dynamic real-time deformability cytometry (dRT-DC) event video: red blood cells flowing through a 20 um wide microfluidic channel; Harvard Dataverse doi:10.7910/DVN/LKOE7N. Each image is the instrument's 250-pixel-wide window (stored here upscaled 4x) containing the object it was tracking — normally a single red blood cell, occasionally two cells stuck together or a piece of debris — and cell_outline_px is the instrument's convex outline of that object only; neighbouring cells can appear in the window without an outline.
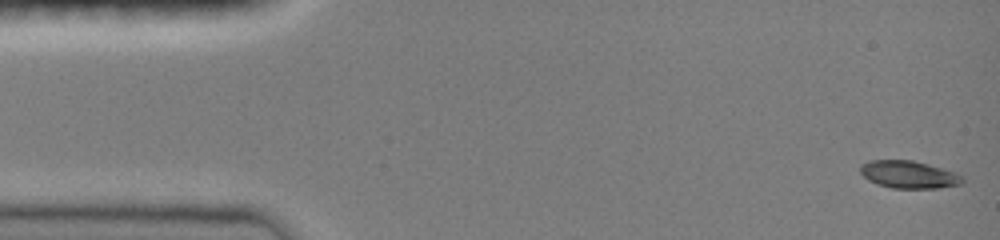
{"species": "common noctule bat (a hibernating species)", "species_latin": "Nyctalus noctula", "temperature_condition": "room temperature", "stored_images_in_passage": 48, "camera_frame_rate_fps": 3000, "um_per_image_px": 0.085, "animal": {"sex": "female", "body_mass_g": 19.0, "forearm_length_mm": 51.5}, "frame": {"image": 1, "passage_image": 1, "time_ms": 0.0, "image_size_px": [1000, 240], "cell_outline_px": [[964, 180], [960, 184], [936, 188], [892, 188], [876, 184], [868, 180], [860, 172], [860, 164], [868, 160], [912, 160], [928, 164], [952, 172], [960, 176]], "centroid_in_image_um": [77.16, 14.83], "position_along_channel_um": 7.8, "area_um2": 16.18}}
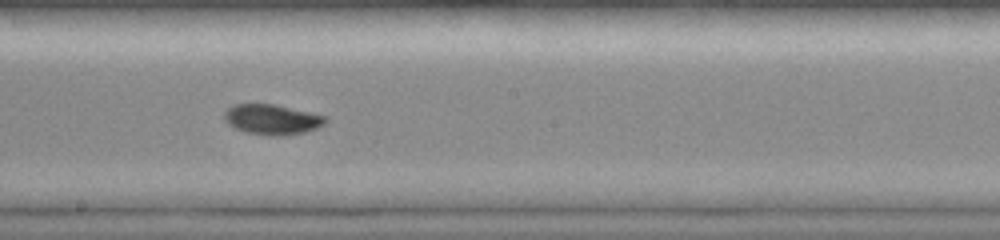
{"frame": {"image": 2, "passage_image": 26, "time_ms": 8.333, "image_size_px": [1000, 240], "cell_outline_px": [[328, 120], [324, 124], [316, 128], [304, 132], [280, 136], [272, 136], [244, 132], [228, 124], [224, 120], [224, 112], [228, 108], [236, 104], [276, 104], [328, 116]], "centroid_in_image_um": [23.14, 10.15], "position_along_channel_um": 225.1, "area_um2": 17.92}}
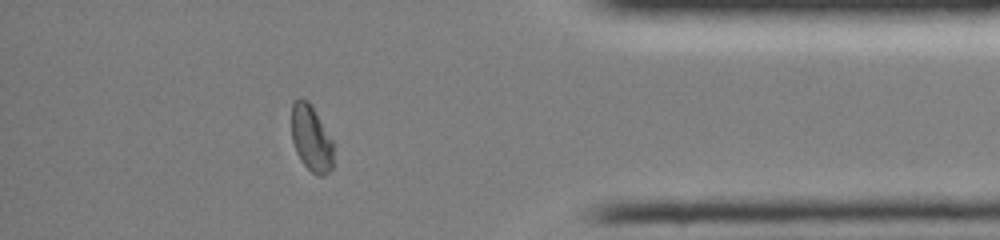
{"frame": {"image": 3, "passage_image": 41, "time_ms": 13.333, "image_size_px": [1000, 240], "cell_outline_px": [[336, 144], [332, 168], [324, 176], [316, 176], [300, 160], [296, 152], [292, 140], [292, 100], [300, 96], [308, 100]], "centroid_in_image_um": [26.49, 11.76], "position_along_channel_um": 408.7, "area_um2": 16.76}, "authors_computed_cell_mechanics": {"area_um2": 17.1088, "velocity_mm_per_s": 4.0328, "shape_relaxation_time_tau1_ms": null, "shape_relaxation_time_tau2_ms": 3.8173, "deformation_change_tau1": null, "deformation_change_tau2": 0.0608}}